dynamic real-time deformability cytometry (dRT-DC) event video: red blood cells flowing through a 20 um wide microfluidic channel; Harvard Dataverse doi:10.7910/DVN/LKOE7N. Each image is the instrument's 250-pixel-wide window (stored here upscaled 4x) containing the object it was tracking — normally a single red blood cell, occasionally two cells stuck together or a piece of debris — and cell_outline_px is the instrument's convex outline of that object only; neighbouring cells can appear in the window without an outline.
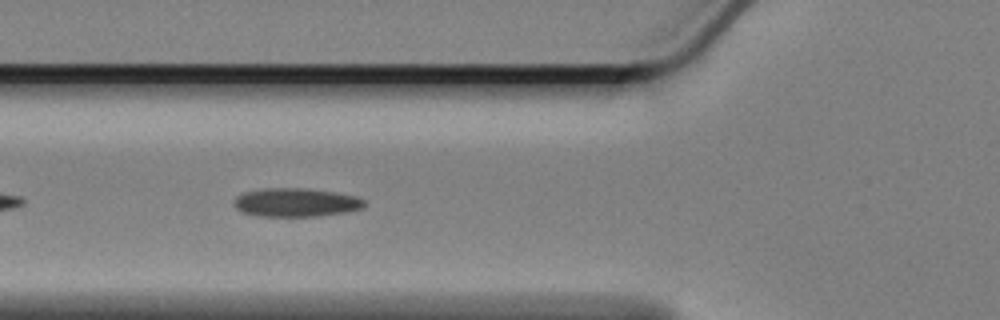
{"species": "Egyptian fruit bat (a non-hibernating species)", "species_latin": "Rousettus aegyptiacus", "temperature_condition": "cold", "stored_images_in_passage": 17, "camera_frame_rate_fps": 3000, "um_per_image_px": 0.085, "animal": {"sex": "female"}, "frame": {"image": 1, "passage_image": 6, "time_ms": 1.667, "image_size_px": [1000, 320], "cell_outline_px": [[364, 208], [348, 212], [316, 216], [260, 216], [244, 212], [236, 208], [232, 204], [236, 196], [244, 192], [264, 188], [304, 188], [332, 192], [356, 196], [364, 200]], "centroid_in_image_um": [25.14, 17.21], "position_along_channel_um": 100.7, "area_um2": 21.68}}
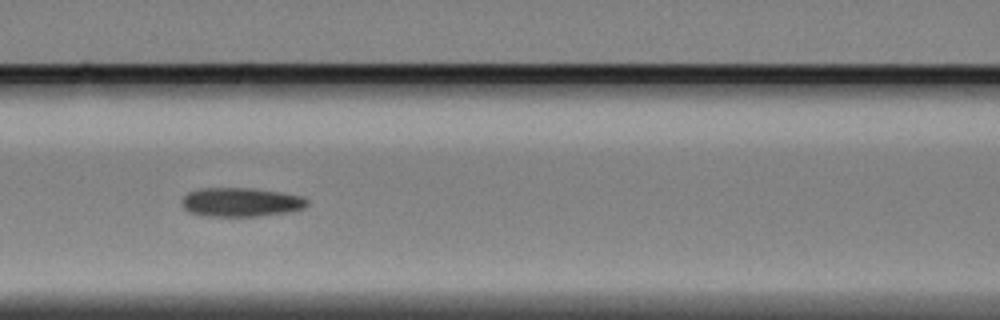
{"frame": {"image": 2, "passage_image": 10, "time_ms": 3.0, "image_size_px": [1000, 320], "cell_outline_px": [[308, 204], [304, 208], [288, 212], [256, 216], [200, 216], [184, 208], [184, 196], [188, 192], [200, 188], [256, 188], [284, 192], [300, 196], [308, 200]], "centroid_in_image_um": [20.51, 17.17], "position_along_channel_um": 146.1, "area_um2": 21.15}}